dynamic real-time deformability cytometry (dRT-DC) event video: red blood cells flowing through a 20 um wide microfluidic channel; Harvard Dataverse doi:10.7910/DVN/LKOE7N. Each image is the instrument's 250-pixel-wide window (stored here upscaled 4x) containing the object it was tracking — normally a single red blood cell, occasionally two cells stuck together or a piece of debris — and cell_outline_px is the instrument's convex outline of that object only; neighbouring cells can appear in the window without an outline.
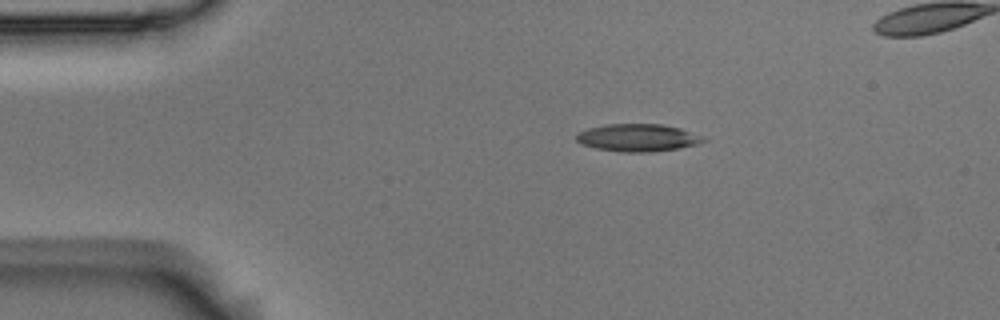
{"species": "Egyptian fruit bat (a non-hibernating species)", "species_latin": "Rousettus aegyptiacus", "temperature_condition": "room temperature", "stored_images_in_passage": 5, "camera_frame_rate_fps": 3000, "um_per_image_px": 0.085, "animal": {"sex": "male"}, "frame": {"image": 1, "passage_image": 1, "time_ms": 0.0, "image_size_px": [1000, 320], "cell_outline_px": [[708, 140], [696, 144], [680, 148], [652, 152], [624, 152], [596, 148], [580, 144], [576, 140], [576, 132], [588, 128], [604, 124], [664, 124], [680, 128], [708, 136]], "centroid_in_image_um": [54.25, 11.7], "position_along_channel_um": 30.7, "area_um2": 20.75}}
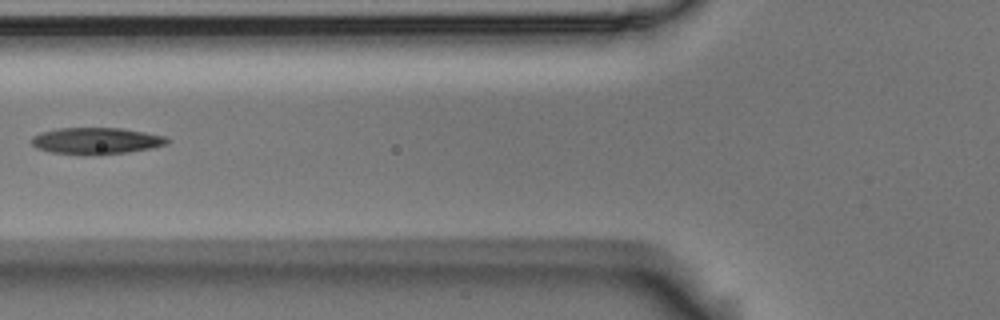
{"frame": {"image": 2, "passage_image": 4, "time_ms": 1.0, "image_size_px": [1000, 320], "cell_outline_px": [[172, 140], [168, 144], [152, 148], [128, 152], [100, 156], [84, 156], [52, 152], [36, 148], [32, 144], [32, 136], [40, 132], [60, 128], [124, 128], [168, 136]], "centroid_in_image_um": [8.24, 11.99], "position_along_channel_um": 117.6, "area_um2": 21.68}}
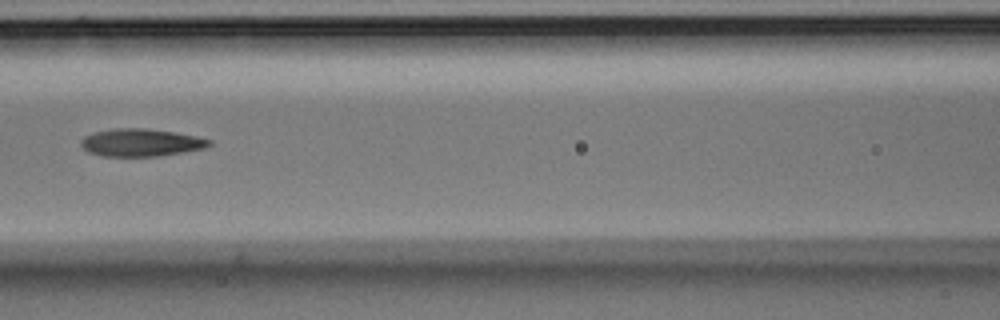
{"frame": {"image": 3, "passage_image": 5, "time_ms": 1.333, "image_size_px": [1000, 320], "cell_outline_px": [[212, 144], [204, 148], [184, 152], [160, 156], [104, 156], [88, 152], [80, 144], [80, 140], [84, 136], [96, 132], [112, 128], [144, 128], [176, 132], [196, 136], [212, 140]], "centroid_in_image_um": [11.99, 12.11], "position_along_channel_um": 154.6, "area_um2": 20.69}}